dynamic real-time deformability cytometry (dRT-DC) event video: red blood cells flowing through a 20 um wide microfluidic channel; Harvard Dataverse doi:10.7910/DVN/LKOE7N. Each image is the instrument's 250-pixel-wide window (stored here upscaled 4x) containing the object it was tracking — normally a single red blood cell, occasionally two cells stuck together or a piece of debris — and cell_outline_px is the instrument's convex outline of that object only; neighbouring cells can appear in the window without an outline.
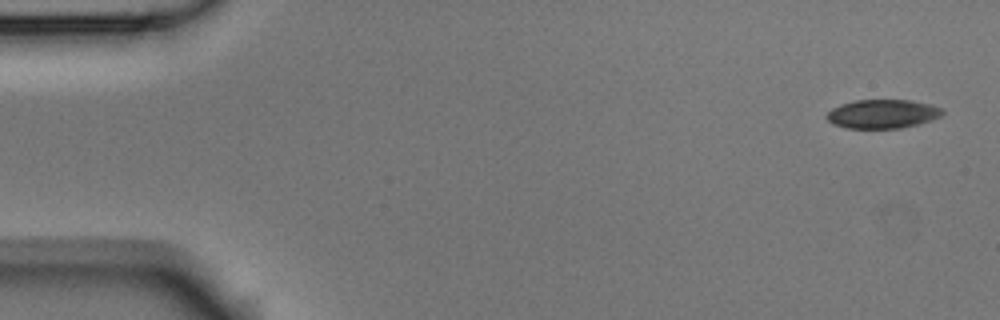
{"species": "Egyptian fruit bat (a non-hibernating species)", "species_latin": "Rousettus aegyptiacus", "temperature_condition": "room temperature", "stored_images_in_passage": 6, "camera_frame_rate_fps": 3000, "um_per_image_px": 0.085, "animal": {"sex": "male"}, "frame": {"image": 1, "passage_image": 1, "time_ms": 0.0, "image_size_px": [1000, 320], "cell_outline_px": [[944, 112], [940, 116], [920, 124], [900, 128], [848, 128], [832, 124], [824, 116], [832, 108], [840, 104], [856, 100], [912, 100], [944, 108]], "centroid_in_image_um": [75.01, 9.68], "position_along_channel_um": 10.0, "area_um2": 19.54}}
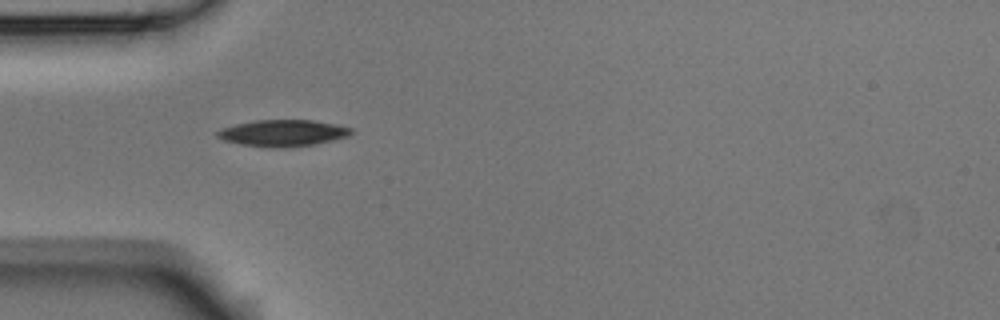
{"frame": {"image": 2, "passage_image": 5, "time_ms": 1.333, "image_size_px": [1000, 320], "cell_outline_px": [[352, 132], [348, 136], [332, 140], [312, 144], [284, 148], [276, 148], [240, 144], [224, 140], [216, 136], [216, 132], [220, 128], [236, 124], [256, 120], [312, 120], [336, 124], [352, 128]], "centroid_in_image_um": [24.02, 11.3], "position_along_channel_um": 61.0, "area_um2": 20.58}}
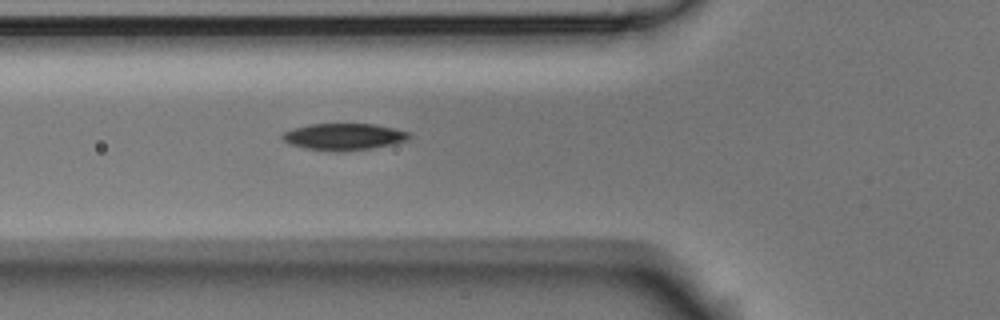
{"frame": {"image": 3, "passage_image": 6, "time_ms": 1.667, "image_size_px": [1000, 320], "cell_outline_px": [[412, 136], [408, 140], [392, 144], [372, 148], [340, 152], [336, 152], [304, 148], [292, 144], [284, 140], [280, 136], [284, 132], [292, 128], [308, 124], [376, 124], [396, 128], [408, 132]], "centroid_in_image_um": [29.24, 11.62], "position_along_channel_um": 96.6, "area_um2": 19.88}}